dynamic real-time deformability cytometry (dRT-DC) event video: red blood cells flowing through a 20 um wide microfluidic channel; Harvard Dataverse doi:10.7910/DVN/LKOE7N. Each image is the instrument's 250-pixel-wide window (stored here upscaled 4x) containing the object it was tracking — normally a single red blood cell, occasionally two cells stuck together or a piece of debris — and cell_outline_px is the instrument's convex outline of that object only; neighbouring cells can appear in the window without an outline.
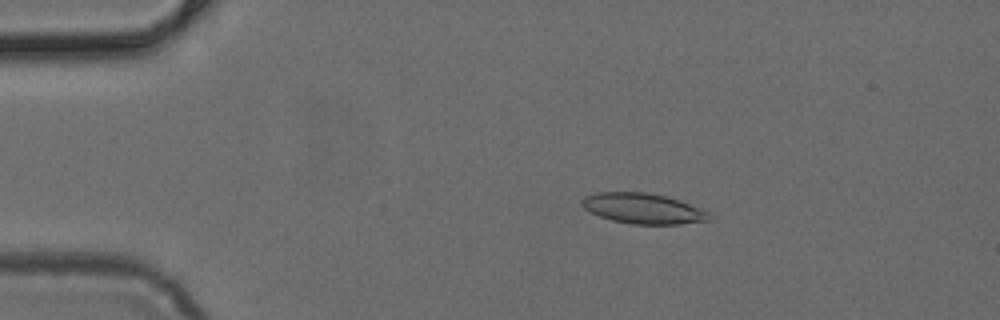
{"species": "common noctule bat (a hibernating species)", "species_latin": "Nyctalus noctula", "temperature_condition": "cold", "stored_images_in_passage": 4, "camera_frame_rate_fps": 3000, "um_per_image_px": 0.085, "animal": {"sex": "female", "body_mass_g": 24.6, "forearm_length_mm": 56.2}, "frame": {"image": 1, "passage_image": 2, "time_ms": 0.333, "image_size_px": [1000, 320], "cell_outline_px": [[712, 220], [680, 224], [628, 224], [612, 220], [600, 216], [584, 208], [580, 204], [580, 200], [584, 196], [596, 192], [644, 192], [664, 196], [680, 200], [700, 208], [708, 212], [712, 216]], "centroid_in_image_um": [54.65, 17.72], "position_along_channel_um": 30.3, "area_um2": 22.66}}